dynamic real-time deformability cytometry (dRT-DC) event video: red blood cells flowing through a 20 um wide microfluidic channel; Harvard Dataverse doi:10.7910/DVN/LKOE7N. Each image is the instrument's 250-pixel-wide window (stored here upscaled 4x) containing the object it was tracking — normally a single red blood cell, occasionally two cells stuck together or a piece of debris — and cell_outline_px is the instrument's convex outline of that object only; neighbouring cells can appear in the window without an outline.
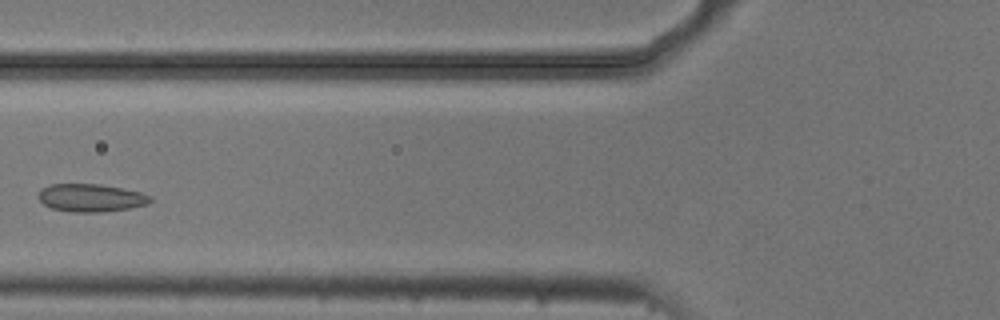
{"species": "common noctule bat (a hibernating species)", "species_latin": "Nyctalus noctula", "temperature_condition": "cold", "stored_images_in_passage": 5, "camera_frame_rate_fps": 3000, "um_per_image_px": 0.085, "animal": {"sex": "male", "body_mass_g": 20.5, "forearm_length_mm": 52.5}, "frame": {"image": 1, "passage_image": 5, "time_ms": 1.333, "image_size_px": [1000, 320], "cell_outline_px": [[152, 200], [148, 204], [128, 208], [104, 212], [68, 212], [52, 208], [44, 204], [36, 196], [40, 188], [48, 184], [100, 184], [140, 192], [152, 196]], "centroid_in_image_um": [7.68, 16.81], "position_along_channel_um": 118.1, "area_um2": 18.32}}